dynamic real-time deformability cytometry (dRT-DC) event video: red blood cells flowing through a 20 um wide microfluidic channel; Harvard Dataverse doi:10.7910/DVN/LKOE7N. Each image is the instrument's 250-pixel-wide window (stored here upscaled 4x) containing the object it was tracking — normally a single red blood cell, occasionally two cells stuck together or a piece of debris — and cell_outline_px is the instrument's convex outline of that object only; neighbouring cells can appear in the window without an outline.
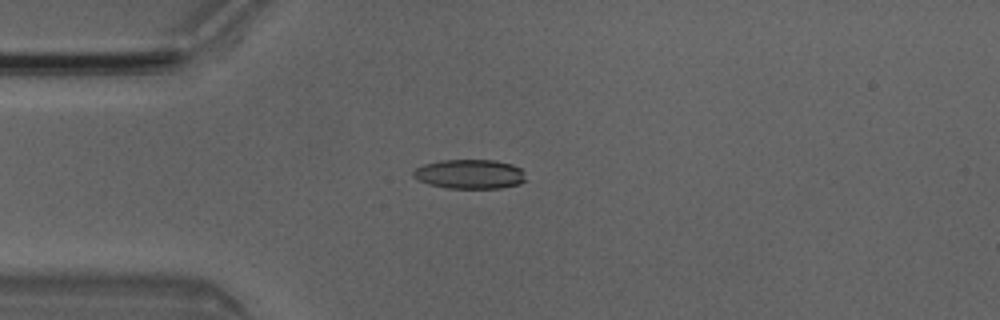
{"species": "Egyptian fruit bat (a non-hibernating species)", "species_latin": "Rousettus aegyptiacus", "temperature_condition": "room temperature", "stored_images_in_passage": 4, "camera_frame_rate_fps": 3000, "um_per_image_px": 0.085, "animal": {"sex": "male"}, "frame": {"image": 1, "passage_image": 3, "time_ms": 0.667, "image_size_px": [1000, 320], "cell_outline_px": [[528, 180], [520, 184], [500, 188], [448, 188], [428, 184], [412, 176], [412, 172], [416, 168], [424, 164], [440, 160], [496, 160], [512, 164], [520, 168], [524, 172]], "centroid_in_image_um": [39.97, 14.8], "position_along_channel_um": 45.0, "area_um2": 19.42}}